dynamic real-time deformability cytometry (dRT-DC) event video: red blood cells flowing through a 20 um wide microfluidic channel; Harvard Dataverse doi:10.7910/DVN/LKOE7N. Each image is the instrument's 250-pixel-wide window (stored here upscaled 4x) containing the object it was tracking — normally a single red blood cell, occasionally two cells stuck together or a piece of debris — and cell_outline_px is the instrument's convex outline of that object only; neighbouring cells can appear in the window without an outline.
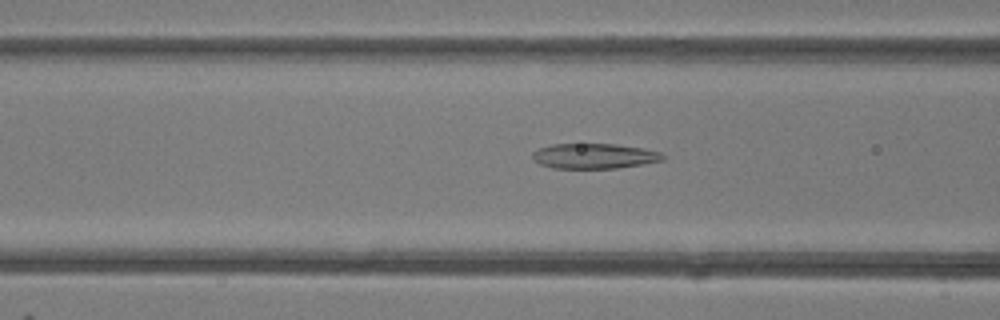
{"species": "common noctule bat (a hibernating species)", "species_latin": "Nyctalus noctula", "temperature_condition": "room temperature", "stored_images_in_passage": 34, "camera_frame_rate_fps": 3000, "um_per_image_px": 0.085, "animal": {"sex": "female"}, "frame": {"image": 1, "passage_image": 5, "time_ms": 1.333, "image_size_px": [1000, 320], "cell_outline_px": [[664, 160], [644, 164], [616, 168], [552, 168], [540, 164], [532, 160], [532, 152], [540, 148], [552, 144], [616, 144], [644, 148], [660, 152], [664, 156]], "centroid_in_image_um": [50.5, 13.26], "position_along_channel_um": 116.1, "area_um2": 19.19}}
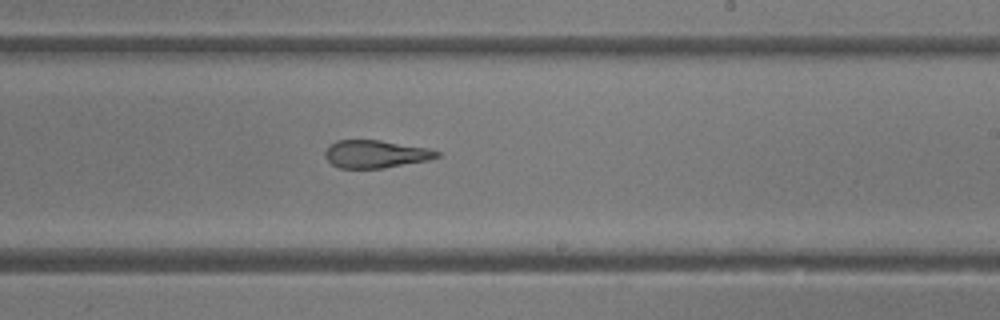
{"frame": {"image": 2, "passage_image": 15, "time_ms": 4.667, "image_size_px": [1000, 320], "cell_outline_px": [[440, 156], [428, 160], [384, 168], [340, 168], [332, 164], [324, 156], [324, 152], [328, 144], [336, 140], [380, 140], [432, 148], [440, 152]], "centroid_in_image_um": [31.93, 13.08], "position_along_channel_um": 257.1, "area_um2": 18.32}}
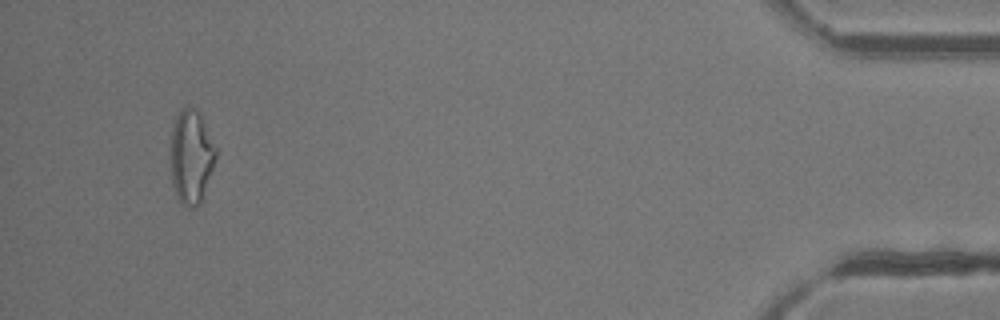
{"frame": {"image": 3, "passage_image": 32, "time_ms": 10.333, "image_size_px": [1000, 320], "cell_outline_px": [[216, 156], [200, 204], [196, 208], [192, 208], [184, 204], [176, 196], [172, 184], [172, 128], [176, 116], [180, 108], [192, 108], [200, 112], [216, 148]], "centroid_in_image_um": [16.26, 13.31], "position_along_channel_um": 418.9, "area_um2": 24.22}, "authors_computed_cell_mechanics": {"area_um2": 19.8254, "velocity_mm_per_s": 4.2193, "shape_relaxation_time_tau1_ms": null, "shape_relaxation_time_tau2_ms": 1.838, "deformation_change_tau1": null, "deformation_change_tau2": 0.1056}}